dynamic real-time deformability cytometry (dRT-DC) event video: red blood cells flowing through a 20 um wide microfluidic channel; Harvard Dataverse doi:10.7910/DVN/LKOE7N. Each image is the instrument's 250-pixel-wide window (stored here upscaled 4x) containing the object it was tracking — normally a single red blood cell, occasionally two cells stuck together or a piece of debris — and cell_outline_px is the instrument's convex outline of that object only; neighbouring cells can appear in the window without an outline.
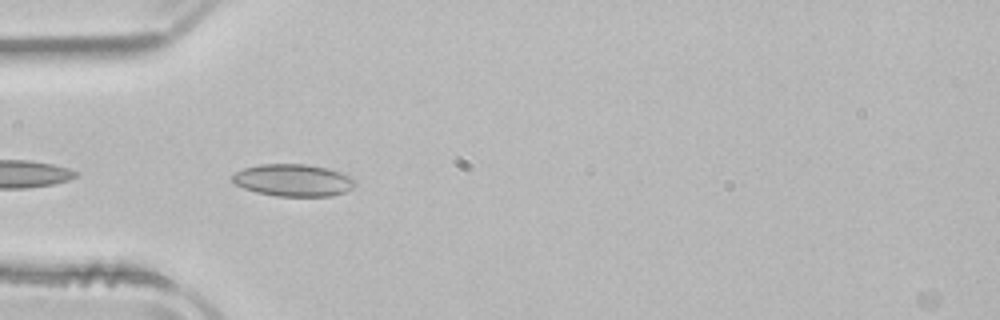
{"species": "common noctule bat (a hibernating species)", "species_latin": "Nyctalus noctula", "temperature_condition": "room temperature", "stored_images_in_passage": 11, "camera_frame_rate_fps": 3000, "um_per_image_px": 0.085, "animal": {"sex": "male", "body_mass_g": 21.5, "forearm_length_mm": 52.0}, "frame": {"image": 1, "passage_image": 2, "time_ms": 0.333, "image_size_px": [1000, 320], "cell_outline_px": [[356, 184], [352, 188], [344, 192], [332, 196], [276, 196], [256, 192], [244, 188], [236, 184], [232, 180], [232, 176], [236, 172], [244, 168], [260, 164], [304, 164], [328, 168], [352, 176], [356, 180]], "centroid_in_image_um": [24.95, 15.32], "position_along_channel_um": 60.0, "area_um2": 23.06}}